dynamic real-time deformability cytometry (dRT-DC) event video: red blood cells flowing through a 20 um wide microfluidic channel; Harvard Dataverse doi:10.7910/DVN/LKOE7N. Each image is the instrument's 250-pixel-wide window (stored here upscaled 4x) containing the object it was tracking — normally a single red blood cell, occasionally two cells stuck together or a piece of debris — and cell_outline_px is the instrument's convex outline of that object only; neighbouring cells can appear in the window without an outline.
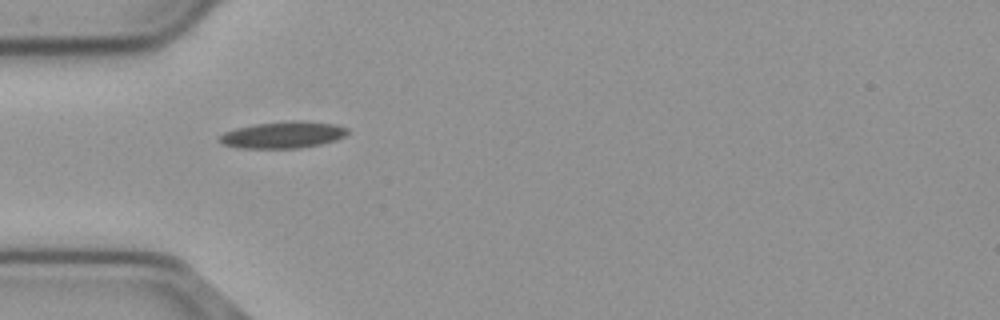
{"species": "common noctule bat (a hibernating species)", "species_latin": "Nyctalus noctula", "temperature_condition": "cold", "stored_images_in_passage": 35, "camera_frame_rate_fps": 3000, "um_per_image_px": 0.085, "animal": {"sex": "male", "body_mass_g": 23.1, "forearm_length_mm": 52.7}, "frame": {"image": 1, "passage_image": 1, "time_ms": 0.0, "image_size_px": [1000, 320], "cell_outline_px": [[348, 132], [344, 136], [336, 140], [320, 144], [300, 148], [240, 148], [224, 144], [220, 140], [220, 136], [224, 132], [236, 128], [256, 124], [296, 120], [332, 124], [348, 128]], "centroid_in_image_um": [24.06, 11.47], "position_along_channel_um": 60.9, "area_um2": 19.59}}
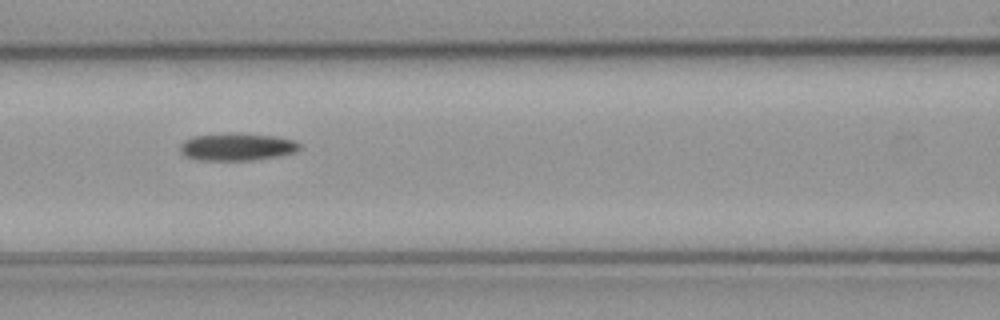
{"frame": {"image": 2, "passage_image": 8, "time_ms": 2.333, "image_size_px": [1000, 320], "cell_outline_px": [[300, 148], [296, 152], [276, 156], [252, 160], [196, 160], [184, 156], [180, 152], [180, 144], [184, 140], [192, 136], [228, 132], [276, 136], [292, 140], [300, 144]], "centroid_in_image_um": [20.08, 12.47], "position_along_channel_um": 146.5, "area_um2": 19.31}}
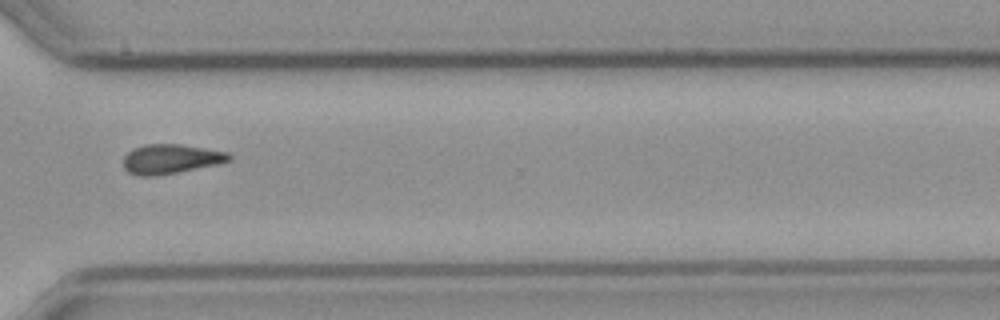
{"frame": {"image": 3, "passage_image": 25, "time_ms": 8.0, "image_size_px": [1000, 320], "cell_outline_px": [[232, 160], [216, 164], [156, 176], [140, 176], [128, 172], [124, 168], [124, 156], [132, 148], [144, 144], [180, 144], [228, 152], [232, 156]], "centroid_in_image_um": [14.49, 13.5], "position_along_channel_um": 356.1, "area_um2": 18.09}}